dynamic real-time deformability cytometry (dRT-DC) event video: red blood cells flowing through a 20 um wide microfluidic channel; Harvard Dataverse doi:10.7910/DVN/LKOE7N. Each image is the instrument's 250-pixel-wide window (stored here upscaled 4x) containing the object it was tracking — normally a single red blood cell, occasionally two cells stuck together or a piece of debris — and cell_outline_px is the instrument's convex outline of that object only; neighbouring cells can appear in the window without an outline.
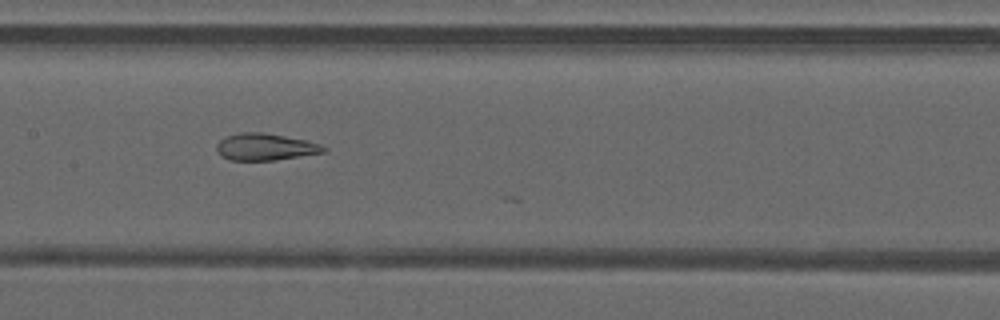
{"species": "common noctule bat (a hibernating species)", "species_latin": "Nyctalus noctula", "temperature_condition": "warm", "stored_images_in_passage": 26, "camera_frame_rate_fps": 3000, "um_per_image_px": 0.085, "animal": {"sex": "male", "forearm_length_mm": 52.5}, "frame": {"image": 1, "passage_image": 25, "time_ms": 8.0, "image_size_px": [1000, 320], "cell_outline_px": [[328, 148], [324, 152], [272, 160], [228, 160], [220, 156], [216, 152], [216, 144], [224, 136], [240, 132], [264, 132], [304, 140], [320, 144]], "centroid_in_image_um": [22.47, 12.48], "position_along_channel_um": 184.9, "area_um2": 16.76}}